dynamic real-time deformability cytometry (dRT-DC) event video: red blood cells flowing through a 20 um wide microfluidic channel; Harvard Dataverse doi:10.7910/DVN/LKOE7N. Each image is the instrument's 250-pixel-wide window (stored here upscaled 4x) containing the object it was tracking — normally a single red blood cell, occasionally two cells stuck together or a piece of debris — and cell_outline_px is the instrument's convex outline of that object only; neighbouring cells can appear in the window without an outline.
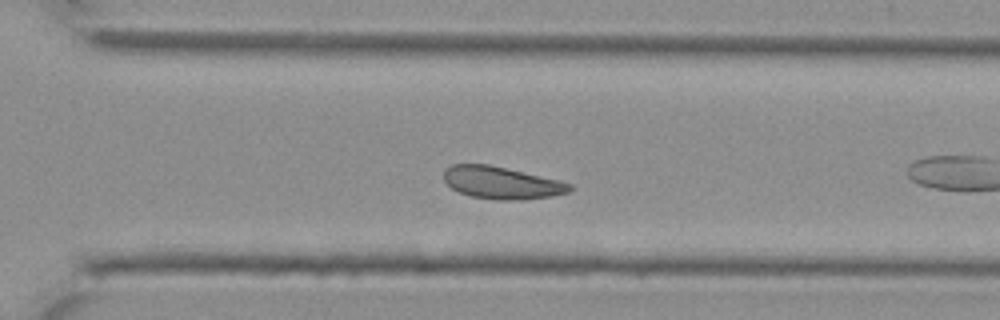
{"species": "Egyptian fruit bat (a non-hibernating species)", "species_latin": "Rousettus aegyptiacus", "temperature_condition": "cold", "stored_images_in_passage": 28, "camera_frame_rate_fps": 3000, "um_per_image_px": 0.085, "animal": {"sex": "female"}, "frame": {"image": 1, "passage_image": 16, "time_ms": 5.0, "image_size_px": [1000, 320], "cell_outline_px": [[572, 188], [568, 192], [552, 196], [520, 200], [496, 200], [472, 196], [460, 192], [452, 188], [444, 180], [444, 168], [452, 164], [488, 164], [560, 180], [572, 184]], "centroid_in_image_um": [42.63, 15.53], "position_along_channel_um": 328.0, "area_um2": 23.64}}